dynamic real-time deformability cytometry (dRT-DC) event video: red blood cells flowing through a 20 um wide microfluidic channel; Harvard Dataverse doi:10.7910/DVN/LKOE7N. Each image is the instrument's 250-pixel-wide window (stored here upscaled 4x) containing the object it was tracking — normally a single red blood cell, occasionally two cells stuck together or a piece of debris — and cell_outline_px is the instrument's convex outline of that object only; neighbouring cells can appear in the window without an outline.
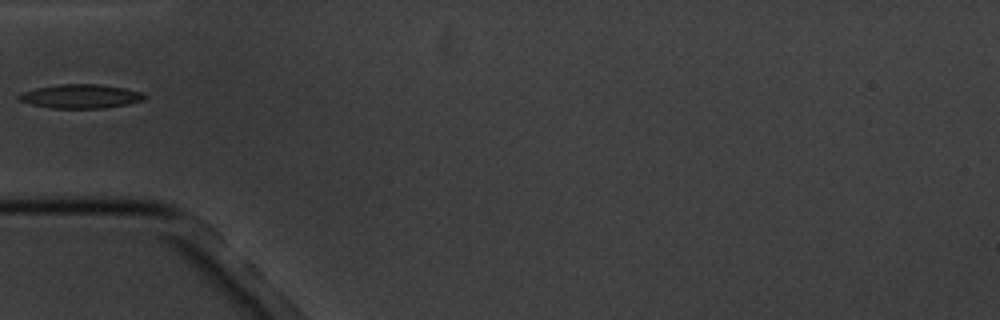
{"species": "common noctule bat (a hibernating species)", "species_latin": "Nyctalus noctula", "temperature_condition": "cold", "stored_images_in_passage": 4, "camera_frame_rate_fps": 3000, "um_per_image_px": 0.085, "animal": {"sex": "male", "body_mass_g": 20.1, "forearm_length_mm": 53.5}, "frame": {"image": 1, "passage_image": 1, "time_ms": 0.0, "image_size_px": [1000, 320], "cell_outline_px": [[144, 100], [128, 104], [104, 108], [48, 108], [32, 104], [20, 100], [16, 96], [20, 92], [36, 88], [60, 84], [100, 84], [124, 88], [140, 92], [144, 96]], "centroid_in_image_um": [6.81, 8.18], "position_along_channel_um": 78.2, "area_um2": 17.46}}
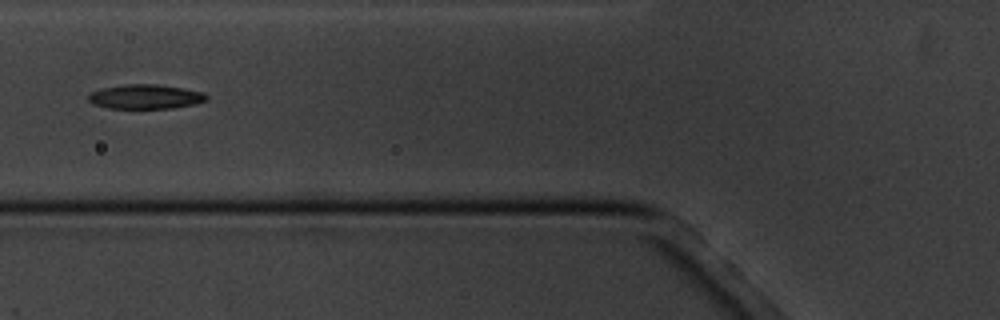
{"frame": {"image": 2, "passage_image": 2, "time_ms": 1.0, "image_size_px": [1000, 320], "cell_outline_px": [[208, 100], [196, 104], [172, 108], [108, 108], [92, 104], [88, 100], [88, 96], [92, 92], [100, 88], [124, 84], [160, 84], [184, 88], [204, 92], [208, 96]], "centroid_in_image_um": [12.39, 8.21], "position_along_channel_um": 113.4, "area_um2": 17.05}}
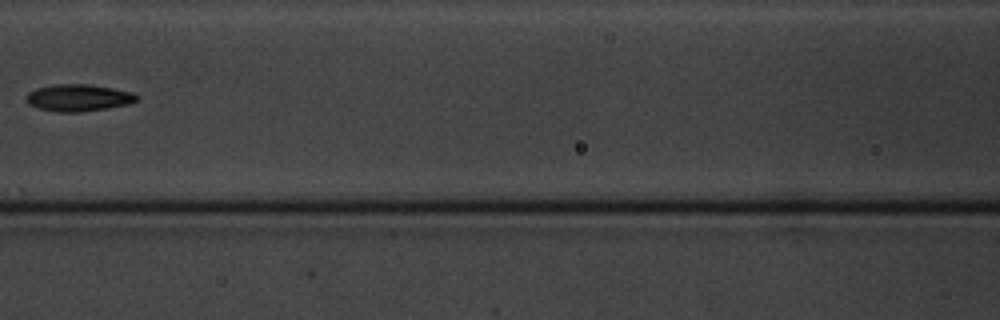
{"frame": {"image": 3, "passage_image": 3, "time_ms": 2.333, "image_size_px": [1000, 320], "cell_outline_px": [[140, 96], [136, 100], [128, 104], [108, 108], [80, 112], [56, 112], [40, 108], [28, 104], [24, 100], [24, 96], [28, 92], [36, 88], [56, 84], [88, 84], [112, 88], [132, 92]], "centroid_in_image_um": [6.63, 8.31], "position_along_channel_um": 160.0, "area_um2": 17.46}}